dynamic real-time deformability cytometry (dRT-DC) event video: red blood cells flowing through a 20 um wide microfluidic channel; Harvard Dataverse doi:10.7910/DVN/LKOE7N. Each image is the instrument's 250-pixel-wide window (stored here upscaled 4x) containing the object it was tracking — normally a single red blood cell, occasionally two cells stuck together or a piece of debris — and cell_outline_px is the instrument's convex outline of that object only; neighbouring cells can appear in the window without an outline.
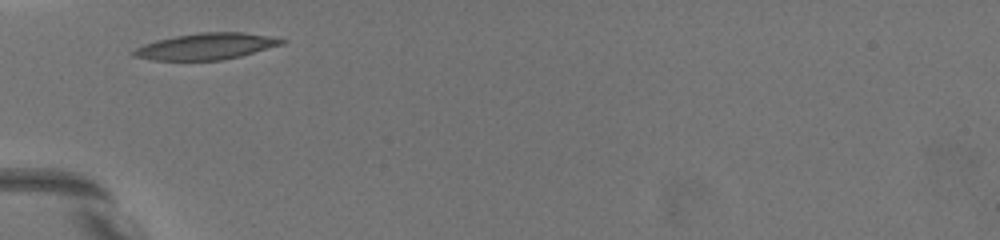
{"species": "common noctule bat (a hibernating species)", "species_latin": "Nyctalus noctula", "temperature_condition": "warm", "stored_images_in_passage": 24, "camera_frame_rate_fps": 3000, "um_per_image_px": 0.085, "animal": {"sex": "female", "body_mass_g": 19.5, "forearm_length_mm": 54.1}, "frame": {"image": 1, "passage_image": 1, "time_ms": 0.0, "image_size_px": [1000, 240], "cell_outline_px": [[288, 40], [284, 44], [240, 56], [220, 60], [152, 60], [132, 56], [132, 52], [136, 48], [144, 44], [156, 40], [176, 36], [200, 32], [244, 32], [268, 36]], "centroid_in_image_um": [17.53, 3.94], "position_along_channel_um": 67.5, "area_um2": 22.66}}
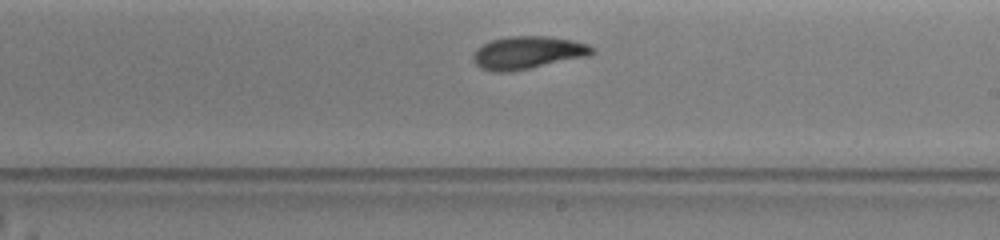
{"frame": {"image": 2, "passage_image": 14, "time_ms": 5.0, "image_size_px": [1000, 240], "cell_outline_px": [[596, 48], [592, 52], [584, 56], [528, 68], [504, 72], [496, 72], [480, 68], [476, 64], [472, 56], [476, 48], [492, 40], [508, 36], [548, 36], [572, 40], [588, 44]], "centroid_in_image_um": [44.81, 4.45], "position_along_channel_um": 244.2, "area_um2": 22.2}}
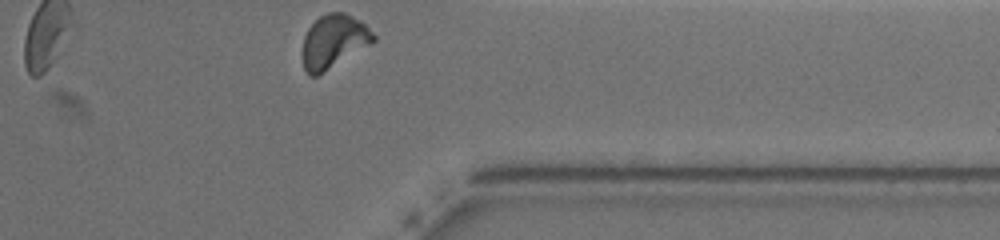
{"frame": {"image": 3, "passage_image": 24, "time_ms": 9.0, "image_size_px": [1000, 240], "cell_outline_px": [[376, 40], [316, 76], [308, 76], [304, 68], [304, 36], [308, 28], [320, 16], [328, 12], [344, 12], [360, 20], [376, 36]], "centroid_in_image_um": [28.36, 3.49], "position_along_channel_um": 383.0, "area_um2": 21.5}, "authors_computed_cell_mechanics": {"area_um2": 21.4727, "velocity_mm_per_s": 3.5773, "shape_relaxation_time_tau1_ms": 3.5937, "shape_relaxation_time_tau2_ms": 3.3245, "deformation_change_tau1": 0.164, "deformation_change_tau2": 0.1043}}